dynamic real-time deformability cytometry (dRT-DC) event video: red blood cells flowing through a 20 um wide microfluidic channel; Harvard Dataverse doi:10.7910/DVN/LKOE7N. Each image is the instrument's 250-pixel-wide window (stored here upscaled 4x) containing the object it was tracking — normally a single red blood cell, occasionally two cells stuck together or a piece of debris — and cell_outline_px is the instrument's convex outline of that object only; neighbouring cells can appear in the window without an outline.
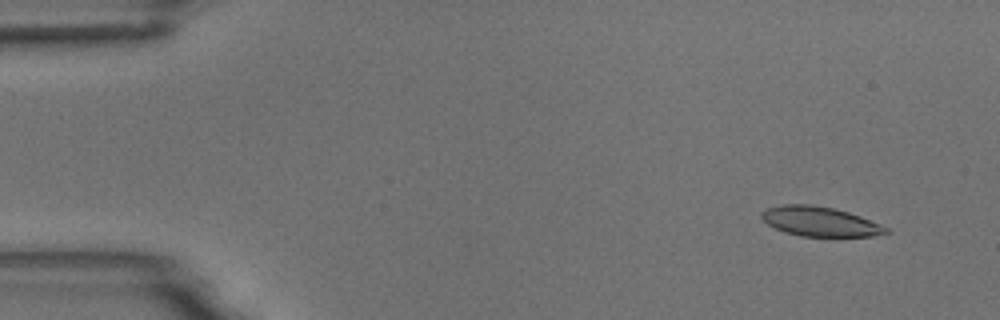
{"species": "common noctule bat (a hibernating species)", "species_latin": "Nyctalus noctula", "temperature_condition": "room temperature", "stored_images_in_passage": 4, "camera_frame_rate_fps": 3000, "um_per_image_px": 0.085, "animal": {"sex": "male", "body_mass_g": 18.8}, "frame": {"image": 1, "passage_image": 1, "time_ms": 0.0, "image_size_px": [1000, 320], "cell_outline_px": [[892, 232], [876, 236], [800, 236], [784, 232], [768, 224], [760, 216], [760, 212], [768, 208], [784, 204], [812, 204], [832, 208], [848, 212], [860, 216], [888, 228]], "centroid_in_image_um": [69.69, 18.83], "position_along_channel_um": 15.3, "area_um2": 21.39}}
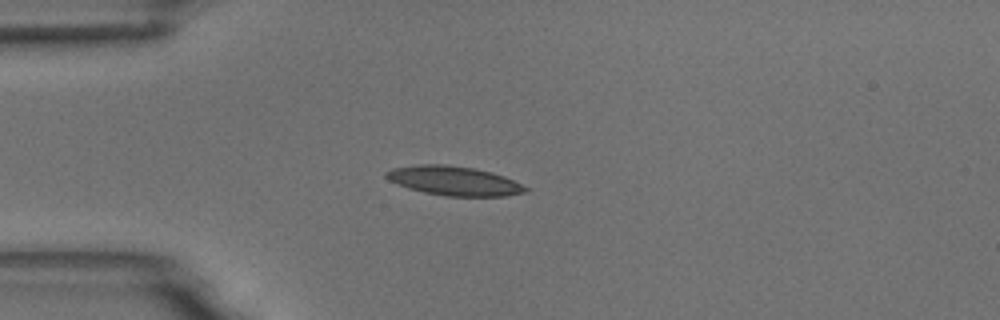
{"frame": {"image": 2, "passage_image": 4, "time_ms": 3.333, "image_size_px": [1000, 320], "cell_outline_px": [[528, 192], [504, 196], [444, 196], [424, 192], [408, 188], [388, 180], [384, 176], [384, 172], [392, 168], [416, 164], [444, 164], [472, 168], [492, 172], [504, 176], [528, 188]], "centroid_in_image_um": [38.55, 15.36], "position_along_channel_um": 46.5, "area_um2": 23.76}}